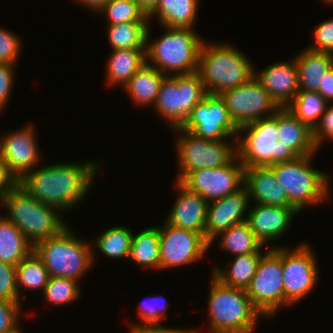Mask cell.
<instances>
[{
  "label": "cell",
  "instance_id": "obj_1",
  "mask_svg": "<svg viewBox=\"0 0 333 333\" xmlns=\"http://www.w3.org/2000/svg\"><path fill=\"white\" fill-rule=\"evenodd\" d=\"M94 160L53 162L44 166L42 163L41 167L26 173L17 184L33 198L67 214L90 194L105 163V160Z\"/></svg>",
  "mask_w": 333,
  "mask_h": 333
},
{
  "label": "cell",
  "instance_id": "obj_2",
  "mask_svg": "<svg viewBox=\"0 0 333 333\" xmlns=\"http://www.w3.org/2000/svg\"><path fill=\"white\" fill-rule=\"evenodd\" d=\"M254 63L245 52L227 41H203L198 72L207 94L219 95L254 76Z\"/></svg>",
  "mask_w": 333,
  "mask_h": 333
},
{
  "label": "cell",
  "instance_id": "obj_3",
  "mask_svg": "<svg viewBox=\"0 0 333 333\" xmlns=\"http://www.w3.org/2000/svg\"><path fill=\"white\" fill-rule=\"evenodd\" d=\"M151 25L146 32V63L165 75L189 74L198 71L203 37L192 28L163 27L158 38H151Z\"/></svg>",
  "mask_w": 333,
  "mask_h": 333
},
{
  "label": "cell",
  "instance_id": "obj_4",
  "mask_svg": "<svg viewBox=\"0 0 333 333\" xmlns=\"http://www.w3.org/2000/svg\"><path fill=\"white\" fill-rule=\"evenodd\" d=\"M0 206L6 212L4 216L24 234L33 247L59 234L69 225L57 207L38 201L17 183L0 199Z\"/></svg>",
  "mask_w": 333,
  "mask_h": 333
},
{
  "label": "cell",
  "instance_id": "obj_5",
  "mask_svg": "<svg viewBox=\"0 0 333 333\" xmlns=\"http://www.w3.org/2000/svg\"><path fill=\"white\" fill-rule=\"evenodd\" d=\"M207 300L209 333H255L263 317L246 290L223 285L212 274Z\"/></svg>",
  "mask_w": 333,
  "mask_h": 333
},
{
  "label": "cell",
  "instance_id": "obj_6",
  "mask_svg": "<svg viewBox=\"0 0 333 333\" xmlns=\"http://www.w3.org/2000/svg\"><path fill=\"white\" fill-rule=\"evenodd\" d=\"M316 154L299 156L295 160L269 166L289 202L302 213L305 208L316 207L331 199L330 175L316 169L312 163Z\"/></svg>",
  "mask_w": 333,
  "mask_h": 333
},
{
  "label": "cell",
  "instance_id": "obj_7",
  "mask_svg": "<svg viewBox=\"0 0 333 333\" xmlns=\"http://www.w3.org/2000/svg\"><path fill=\"white\" fill-rule=\"evenodd\" d=\"M33 251L50 277L71 278L81 283L93 266L91 241L80 237L69 225L59 234L37 243Z\"/></svg>",
  "mask_w": 333,
  "mask_h": 333
},
{
  "label": "cell",
  "instance_id": "obj_8",
  "mask_svg": "<svg viewBox=\"0 0 333 333\" xmlns=\"http://www.w3.org/2000/svg\"><path fill=\"white\" fill-rule=\"evenodd\" d=\"M277 111L239 129L237 154L245 168L271 166L299 157L278 139Z\"/></svg>",
  "mask_w": 333,
  "mask_h": 333
},
{
  "label": "cell",
  "instance_id": "obj_9",
  "mask_svg": "<svg viewBox=\"0 0 333 333\" xmlns=\"http://www.w3.org/2000/svg\"><path fill=\"white\" fill-rule=\"evenodd\" d=\"M171 131L178 133L175 141L176 164H178L175 181H182L196 169H212L228 165L237 154V139L218 141L207 140L177 127Z\"/></svg>",
  "mask_w": 333,
  "mask_h": 333
},
{
  "label": "cell",
  "instance_id": "obj_10",
  "mask_svg": "<svg viewBox=\"0 0 333 333\" xmlns=\"http://www.w3.org/2000/svg\"><path fill=\"white\" fill-rule=\"evenodd\" d=\"M207 95L198 71L166 75L153 108L170 129L181 127L191 110Z\"/></svg>",
  "mask_w": 333,
  "mask_h": 333
},
{
  "label": "cell",
  "instance_id": "obj_11",
  "mask_svg": "<svg viewBox=\"0 0 333 333\" xmlns=\"http://www.w3.org/2000/svg\"><path fill=\"white\" fill-rule=\"evenodd\" d=\"M266 248L246 293L263 319L273 318L284 308L282 245Z\"/></svg>",
  "mask_w": 333,
  "mask_h": 333
},
{
  "label": "cell",
  "instance_id": "obj_12",
  "mask_svg": "<svg viewBox=\"0 0 333 333\" xmlns=\"http://www.w3.org/2000/svg\"><path fill=\"white\" fill-rule=\"evenodd\" d=\"M316 253L307 242L296 247L282 246L284 309L306 299L315 291L320 280Z\"/></svg>",
  "mask_w": 333,
  "mask_h": 333
},
{
  "label": "cell",
  "instance_id": "obj_13",
  "mask_svg": "<svg viewBox=\"0 0 333 333\" xmlns=\"http://www.w3.org/2000/svg\"><path fill=\"white\" fill-rule=\"evenodd\" d=\"M160 242V271L193 265L209 250V242L199 233L170 225L158 226Z\"/></svg>",
  "mask_w": 333,
  "mask_h": 333
},
{
  "label": "cell",
  "instance_id": "obj_14",
  "mask_svg": "<svg viewBox=\"0 0 333 333\" xmlns=\"http://www.w3.org/2000/svg\"><path fill=\"white\" fill-rule=\"evenodd\" d=\"M182 129L197 137L218 141L237 139L239 127L220 95L207 94L192 110Z\"/></svg>",
  "mask_w": 333,
  "mask_h": 333
},
{
  "label": "cell",
  "instance_id": "obj_15",
  "mask_svg": "<svg viewBox=\"0 0 333 333\" xmlns=\"http://www.w3.org/2000/svg\"><path fill=\"white\" fill-rule=\"evenodd\" d=\"M225 101L231 118L240 128L250 122L272 116L280 109L255 77L244 84L219 94Z\"/></svg>",
  "mask_w": 333,
  "mask_h": 333
},
{
  "label": "cell",
  "instance_id": "obj_16",
  "mask_svg": "<svg viewBox=\"0 0 333 333\" xmlns=\"http://www.w3.org/2000/svg\"><path fill=\"white\" fill-rule=\"evenodd\" d=\"M244 171L237 155L228 165L193 170L181 183L210 203L240 190L244 186Z\"/></svg>",
  "mask_w": 333,
  "mask_h": 333
},
{
  "label": "cell",
  "instance_id": "obj_17",
  "mask_svg": "<svg viewBox=\"0 0 333 333\" xmlns=\"http://www.w3.org/2000/svg\"><path fill=\"white\" fill-rule=\"evenodd\" d=\"M23 126L0 136V155L16 181L38 167V164L40 166L42 160L35 127L32 122Z\"/></svg>",
  "mask_w": 333,
  "mask_h": 333
},
{
  "label": "cell",
  "instance_id": "obj_18",
  "mask_svg": "<svg viewBox=\"0 0 333 333\" xmlns=\"http://www.w3.org/2000/svg\"><path fill=\"white\" fill-rule=\"evenodd\" d=\"M253 204V207H249L246 222L267 248H272L271 242H275L286 234L292 227L294 217L300 214L295 207Z\"/></svg>",
  "mask_w": 333,
  "mask_h": 333
},
{
  "label": "cell",
  "instance_id": "obj_19",
  "mask_svg": "<svg viewBox=\"0 0 333 333\" xmlns=\"http://www.w3.org/2000/svg\"><path fill=\"white\" fill-rule=\"evenodd\" d=\"M250 204L245 186L220 200L208 203L205 239L210 243L222 231L247 221ZM247 211V212H246Z\"/></svg>",
  "mask_w": 333,
  "mask_h": 333
},
{
  "label": "cell",
  "instance_id": "obj_20",
  "mask_svg": "<svg viewBox=\"0 0 333 333\" xmlns=\"http://www.w3.org/2000/svg\"><path fill=\"white\" fill-rule=\"evenodd\" d=\"M254 76L280 108L286 107L299 92L298 71L294 57L291 60L268 64Z\"/></svg>",
  "mask_w": 333,
  "mask_h": 333
},
{
  "label": "cell",
  "instance_id": "obj_21",
  "mask_svg": "<svg viewBox=\"0 0 333 333\" xmlns=\"http://www.w3.org/2000/svg\"><path fill=\"white\" fill-rule=\"evenodd\" d=\"M173 185L178 197L172 204L165 222L175 227L192 230L205 238L208 203L180 181H175Z\"/></svg>",
  "mask_w": 333,
  "mask_h": 333
},
{
  "label": "cell",
  "instance_id": "obj_22",
  "mask_svg": "<svg viewBox=\"0 0 333 333\" xmlns=\"http://www.w3.org/2000/svg\"><path fill=\"white\" fill-rule=\"evenodd\" d=\"M244 186L248 191L250 203L254 201L258 204L294 207L269 166L245 168Z\"/></svg>",
  "mask_w": 333,
  "mask_h": 333
},
{
  "label": "cell",
  "instance_id": "obj_23",
  "mask_svg": "<svg viewBox=\"0 0 333 333\" xmlns=\"http://www.w3.org/2000/svg\"><path fill=\"white\" fill-rule=\"evenodd\" d=\"M278 139L298 156L317 154L313 131L295 117L286 107L277 111Z\"/></svg>",
  "mask_w": 333,
  "mask_h": 333
},
{
  "label": "cell",
  "instance_id": "obj_24",
  "mask_svg": "<svg viewBox=\"0 0 333 333\" xmlns=\"http://www.w3.org/2000/svg\"><path fill=\"white\" fill-rule=\"evenodd\" d=\"M298 71L299 91L317 92L324 76L333 66V54L315 52L308 48L294 54Z\"/></svg>",
  "mask_w": 333,
  "mask_h": 333
},
{
  "label": "cell",
  "instance_id": "obj_25",
  "mask_svg": "<svg viewBox=\"0 0 333 333\" xmlns=\"http://www.w3.org/2000/svg\"><path fill=\"white\" fill-rule=\"evenodd\" d=\"M201 0H159L155 9L147 16L148 23L154 20L163 27L192 28L197 24Z\"/></svg>",
  "mask_w": 333,
  "mask_h": 333
},
{
  "label": "cell",
  "instance_id": "obj_26",
  "mask_svg": "<svg viewBox=\"0 0 333 333\" xmlns=\"http://www.w3.org/2000/svg\"><path fill=\"white\" fill-rule=\"evenodd\" d=\"M105 72V83L108 87H120L146 63V50L117 49L111 50Z\"/></svg>",
  "mask_w": 333,
  "mask_h": 333
},
{
  "label": "cell",
  "instance_id": "obj_27",
  "mask_svg": "<svg viewBox=\"0 0 333 333\" xmlns=\"http://www.w3.org/2000/svg\"><path fill=\"white\" fill-rule=\"evenodd\" d=\"M166 75L145 63L124 85V91L138 107L155 105L160 84Z\"/></svg>",
  "mask_w": 333,
  "mask_h": 333
},
{
  "label": "cell",
  "instance_id": "obj_28",
  "mask_svg": "<svg viewBox=\"0 0 333 333\" xmlns=\"http://www.w3.org/2000/svg\"><path fill=\"white\" fill-rule=\"evenodd\" d=\"M133 232L135 231L129 227L117 225L102 230L100 234L90 239L93 266L98 252L112 260H128ZM96 249L98 252L95 251Z\"/></svg>",
  "mask_w": 333,
  "mask_h": 333
},
{
  "label": "cell",
  "instance_id": "obj_29",
  "mask_svg": "<svg viewBox=\"0 0 333 333\" xmlns=\"http://www.w3.org/2000/svg\"><path fill=\"white\" fill-rule=\"evenodd\" d=\"M264 253H251L231 257L233 259L221 268L213 267L212 275L223 285L245 289L254 277L257 265Z\"/></svg>",
  "mask_w": 333,
  "mask_h": 333
},
{
  "label": "cell",
  "instance_id": "obj_30",
  "mask_svg": "<svg viewBox=\"0 0 333 333\" xmlns=\"http://www.w3.org/2000/svg\"><path fill=\"white\" fill-rule=\"evenodd\" d=\"M217 240L218 244L215 246L226 251V253L230 252L232 257L243 254L266 252L263 250L265 246L255 236L247 222L231 226L229 229L219 233L209 243V248H211L212 244Z\"/></svg>",
  "mask_w": 333,
  "mask_h": 333
},
{
  "label": "cell",
  "instance_id": "obj_31",
  "mask_svg": "<svg viewBox=\"0 0 333 333\" xmlns=\"http://www.w3.org/2000/svg\"><path fill=\"white\" fill-rule=\"evenodd\" d=\"M128 260L145 270H160L158 226L147 227L137 234L133 232Z\"/></svg>",
  "mask_w": 333,
  "mask_h": 333
},
{
  "label": "cell",
  "instance_id": "obj_32",
  "mask_svg": "<svg viewBox=\"0 0 333 333\" xmlns=\"http://www.w3.org/2000/svg\"><path fill=\"white\" fill-rule=\"evenodd\" d=\"M34 250L24 234L3 214L0 215V262L17 266Z\"/></svg>",
  "mask_w": 333,
  "mask_h": 333
},
{
  "label": "cell",
  "instance_id": "obj_33",
  "mask_svg": "<svg viewBox=\"0 0 333 333\" xmlns=\"http://www.w3.org/2000/svg\"><path fill=\"white\" fill-rule=\"evenodd\" d=\"M49 278L42 260L33 251L16 266V286L20 301L23 302L25 299V291L33 290L37 293L38 290L43 293Z\"/></svg>",
  "mask_w": 333,
  "mask_h": 333
},
{
  "label": "cell",
  "instance_id": "obj_34",
  "mask_svg": "<svg viewBox=\"0 0 333 333\" xmlns=\"http://www.w3.org/2000/svg\"><path fill=\"white\" fill-rule=\"evenodd\" d=\"M149 23H120L105 28L111 50H146V32Z\"/></svg>",
  "mask_w": 333,
  "mask_h": 333
},
{
  "label": "cell",
  "instance_id": "obj_35",
  "mask_svg": "<svg viewBox=\"0 0 333 333\" xmlns=\"http://www.w3.org/2000/svg\"><path fill=\"white\" fill-rule=\"evenodd\" d=\"M327 104L318 92L299 91L286 108L313 131L320 122Z\"/></svg>",
  "mask_w": 333,
  "mask_h": 333
},
{
  "label": "cell",
  "instance_id": "obj_36",
  "mask_svg": "<svg viewBox=\"0 0 333 333\" xmlns=\"http://www.w3.org/2000/svg\"><path fill=\"white\" fill-rule=\"evenodd\" d=\"M106 19V25L120 23H148L145 13L134 0H110L96 13Z\"/></svg>",
  "mask_w": 333,
  "mask_h": 333
},
{
  "label": "cell",
  "instance_id": "obj_37",
  "mask_svg": "<svg viewBox=\"0 0 333 333\" xmlns=\"http://www.w3.org/2000/svg\"><path fill=\"white\" fill-rule=\"evenodd\" d=\"M80 285L78 281L71 278L50 277L42 293V299L47 305L53 307L76 303L83 292Z\"/></svg>",
  "mask_w": 333,
  "mask_h": 333
},
{
  "label": "cell",
  "instance_id": "obj_38",
  "mask_svg": "<svg viewBox=\"0 0 333 333\" xmlns=\"http://www.w3.org/2000/svg\"><path fill=\"white\" fill-rule=\"evenodd\" d=\"M169 302L165 301L162 295L149 296V299L143 300L138 306V316L140 321L132 323L134 325H153V324H164V319L168 317L167 309Z\"/></svg>",
  "mask_w": 333,
  "mask_h": 333
},
{
  "label": "cell",
  "instance_id": "obj_39",
  "mask_svg": "<svg viewBox=\"0 0 333 333\" xmlns=\"http://www.w3.org/2000/svg\"><path fill=\"white\" fill-rule=\"evenodd\" d=\"M22 303L0 299V333H23L19 322L24 313Z\"/></svg>",
  "mask_w": 333,
  "mask_h": 333
},
{
  "label": "cell",
  "instance_id": "obj_40",
  "mask_svg": "<svg viewBox=\"0 0 333 333\" xmlns=\"http://www.w3.org/2000/svg\"><path fill=\"white\" fill-rule=\"evenodd\" d=\"M16 32L0 26V63L18 65L23 39Z\"/></svg>",
  "mask_w": 333,
  "mask_h": 333
},
{
  "label": "cell",
  "instance_id": "obj_41",
  "mask_svg": "<svg viewBox=\"0 0 333 333\" xmlns=\"http://www.w3.org/2000/svg\"><path fill=\"white\" fill-rule=\"evenodd\" d=\"M313 44L306 48L315 52H329L333 54V17L323 20L315 26Z\"/></svg>",
  "mask_w": 333,
  "mask_h": 333
},
{
  "label": "cell",
  "instance_id": "obj_42",
  "mask_svg": "<svg viewBox=\"0 0 333 333\" xmlns=\"http://www.w3.org/2000/svg\"><path fill=\"white\" fill-rule=\"evenodd\" d=\"M0 299L20 301L16 286V266L0 262Z\"/></svg>",
  "mask_w": 333,
  "mask_h": 333
},
{
  "label": "cell",
  "instance_id": "obj_43",
  "mask_svg": "<svg viewBox=\"0 0 333 333\" xmlns=\"http://www.w3.org/2000/svg\"><path fill=\"white\" fill-rule=\"evenodd\" d=\"M17 66L18 65L0 63V114L6 110L12 97Z\"/></svg>",
  "mask_w": 333,
  "mask_h": 333
},
{
  "label": "cell",
  "instance_id": "obj_44",
  "mask_svg": "<svg viewBox=\"0 0 333 333\" xmlns=\"http://www.w3.org/2000/svg\"><path fill=\"white\" fill-rule=\"evenodd\" d=\"M333 143V103H328L320 122L313 130V141L317 149L322 147L325 140Z\"/></svg>",
  "mask_w": 333,
  "mask_h": 333
},
{
  "label": "cell",
  "instance_id": "obj_45",
  "mask_svg": "<svg viewBox=\"0 0 333 333\" xmlns=\"http://www.w3.org/2000/svg\"><path fill=\"white\" fill-rule=\"evenodd\" d=\"M128 327L129 333H204V330L197 328L167 327L164 324L134 325L129 322Z\"/></svg>",
  "mask_w": 333,
  "mask_h": 333
},
{
  "label": "cell",
  "instance_id": "obj_46",
  "mask_svg": "<svg viewBox=\"0 0 333 333\" xmlns=\"http://www.w3.org/2000/svg\"><path fill=\"white\" fill-rule=\"evenodd\" d=\"M17 181L10 175L6 164L0 155V199L8 192Z\"/></svg>",
  "mask_w": 333,
  "mask_h": 333
},
{
  "label": "cell",
  "instance_id": "obj_47",
  "mask_svg": "<svg viewBox=\"0 0 333 333\" xmlns=\"http://www.w3.org/2000/svg\"><path fill=\"white\" fill-rule=\"evenodd\" d=\"M328 103H333V66L324 76L317 91Z\"/></svg>",
  "mask_w": 333,
  "mask_h": 333
},
{
  "label": "cell",
  "instance_id": "obj_48",
  "mask_svg": "<svg viewBox=\"0 0 333 333\" xmlns=\"http://www.w3.org/2000/svg\"><path fill=\"white\" fill-rule=\"evenodd\" d=\"M110 0H75L74 2L81 4L82 7H85L90 12L97 13L102 6Z\"/></svg>",
  "mask_w": 333,
  "mask_h": 333
},
{
  "label": "cell",
  "instance_id": "obj_49",
  "mask_svg": "<svg viewBox=\"0 0 333 333\" xmlns=\"http://www.w3.org/2000/svg\"><path fill=\"white\" fill-rule=\"evenodd\" d=\"M138 7L148 16L157 6L159 0H134Z\"/></svg>",
  "mask_w": 333,
  "mask_h": 333
},
{
  "label": "cell",
  "instance_id": "obj_50",
  "mask_svg": "<svg viewBox=\"0 0 333 333\" xmlns=\"http://www.w3.org/2000/svg\"><path fill=\"white\" fill-rule=\"evenodd\" d=\"M325 5H332L333 4V0H321Z\"/></svg>",
  "mask_w": 333,
  "mask_h": 333
}]
</instances>
